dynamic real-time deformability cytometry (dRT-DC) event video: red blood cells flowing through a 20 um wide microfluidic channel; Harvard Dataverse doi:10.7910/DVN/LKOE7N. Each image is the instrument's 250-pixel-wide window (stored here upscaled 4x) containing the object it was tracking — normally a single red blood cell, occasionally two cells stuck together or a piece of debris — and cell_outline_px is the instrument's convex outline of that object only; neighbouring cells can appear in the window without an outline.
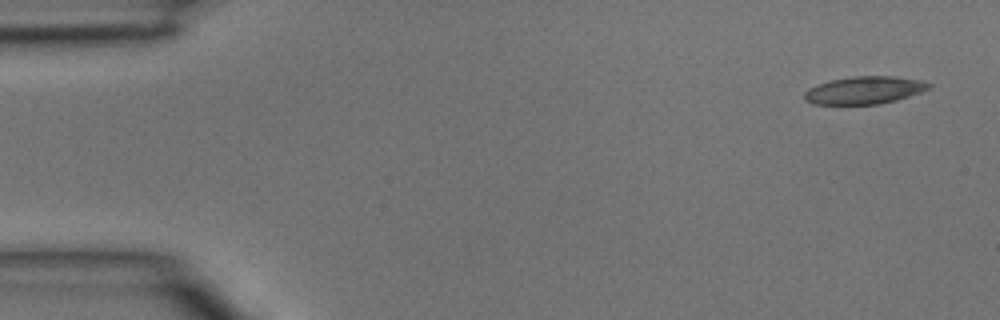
{"species": "common noctule bat (a hibernating species)", "species_latin": "Nyctalus noctula", "temperature_condition": "room temperature", "stored_images_in_passage": 5, "camera_frame_rate_fps": 3000, "um_per_image_px": 0.085, "animal": {"sex": "male", "body_mass_g": 15.6}, "frame": {"image": 1, "passage_image": 1, "time_ms": 0.0, "image_size_px": [1000, 320], "cell_outline_px": [[932, 88], [896, 100], [880, 104], [812, 104], [804, 100], [804, 92], [808, 88], [816, 84], [828, 80], [852, 76], [896, 76], [920, 80], [932, 84]], "centroid_in_image_um": [73.44, 7.66], "position_along_channel_um": 11.6, "area_um2": 20.23}}
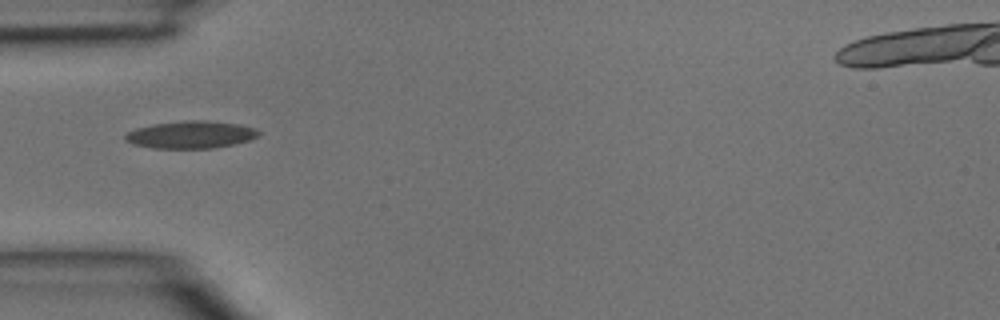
{"frame": {"image": 2, "passage_image": 4, "time_ms": 1.0, "image_size_px": [1000, 320], "cell_outline_px": [[260, 136], [252, 140], [236, 144], [212, 148], [152, 148], [132, 144], [124, 140], [124, 136], [128, 132], [136, 128], [152, 124], [184, 120], [208, 120], [240, 124], [252, 128], [260, 132]], "centroid_in_image_um": [16.23, 11.44], "position_along_channel_um": 68.8, "area_um2": 21.56}}